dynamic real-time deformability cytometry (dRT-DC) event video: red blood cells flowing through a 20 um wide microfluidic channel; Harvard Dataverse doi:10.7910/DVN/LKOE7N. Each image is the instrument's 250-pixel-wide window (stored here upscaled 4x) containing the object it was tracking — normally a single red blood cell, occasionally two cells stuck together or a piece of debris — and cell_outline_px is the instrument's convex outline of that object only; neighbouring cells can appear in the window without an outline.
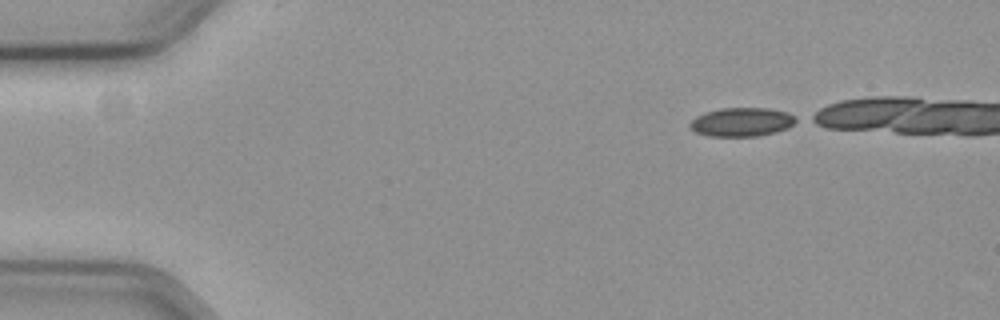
{"species": "common noctule bat (a hibernating species)", "species_latin": "Nyctalus noctula", "temperature_condition": "cold", "stored_images_in_passage": 19, "camera_frame_rate_fps": 3000, "um_per_image_px": 0.085, "animal": {"sex": "female", "body_mass_g": 19.3, "forearm_length_mm": 54.1}, "frame": {"image": 1, "passage_image": 1, "time_ms": 0.0, "image_size_px": [1000, 320], "cell_outline_px": [[800, 120], [788, 128], [776, 132], [756, 136], [708, 136], [696, 132], [688, 124], [696, 116], [704, 112], [720, 108], [768, 108], [788, 112], [796, 116]], "centroid_in_image_um": [63.09, 10.36], "position_along_channel_um": 21.9, "area_um2": 17.98}}